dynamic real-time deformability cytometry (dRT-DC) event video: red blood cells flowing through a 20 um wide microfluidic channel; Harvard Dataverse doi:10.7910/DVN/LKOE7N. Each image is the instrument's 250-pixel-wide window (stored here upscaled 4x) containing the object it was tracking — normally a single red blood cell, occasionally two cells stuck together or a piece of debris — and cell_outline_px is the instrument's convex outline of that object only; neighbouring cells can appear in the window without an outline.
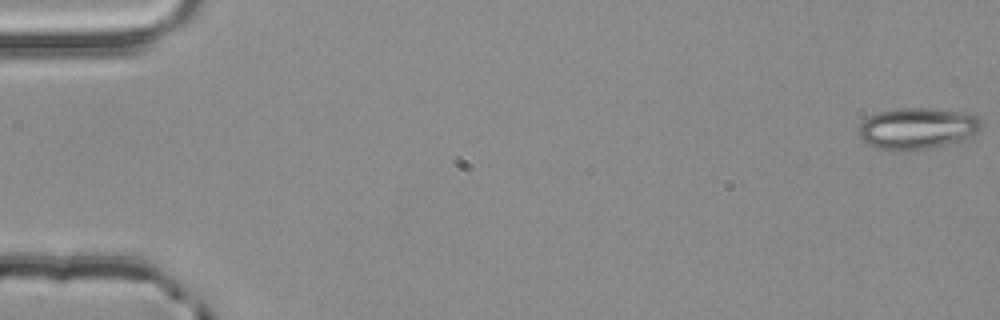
{"species": "common noctule bat (a hibernating species)", "species_latin": "Nyctalus noctula", "temperature_condition": "room temperature", "stored_images_in_passage": 55, "camera_frame_rate_fps": 3000, "um_per_image_px": 0.085, "animal": {"sex": "male", "body_mass_g": 20.4}, "frame": {"image": 1, "passage_image": 1, "time_ms": 0.0, "image_size_px": [1000, 320], "cell_outline_px": [[984, 124], [976, 132], [964, 140], [928, 148], [904, 152], [888, 152], [864, 144], [860, 136], [860, 124], [868, 116], [876, 112], [900, 108], [940, 108], [964, 112], [980, 116]], "centroid_in_image_um": [77.97, 10.92], "position_along_channel_um": 7.0, "area_um2": 30.4}}
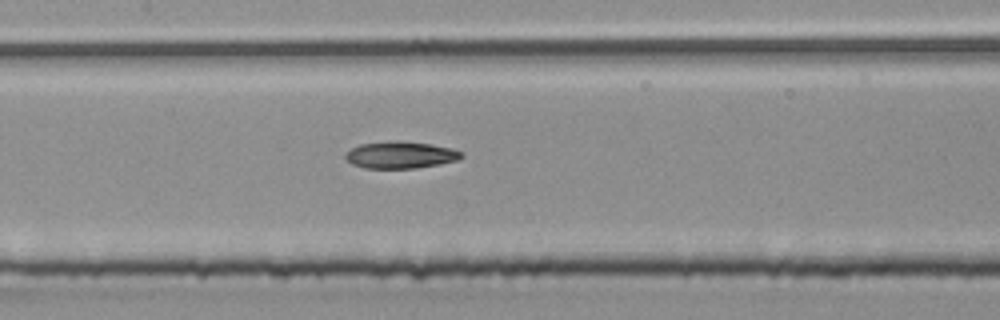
{"frame": {"image": 2, "passage_image": 27, "time_ms": 8.667, "image_size_px": [1000, 320], "cell_outline_px": [[464, 156], [456, 160], [440, 164], [416, 168], [364, 168], [352, 164], [344, 156], [352, 148], [360, 144], [432, 144], [452, 148], [464, 152]], "centroid_in_image_um": [34.11, 13.23], "position_along_channel_um": 173.3, "area_um2": 17.17}}
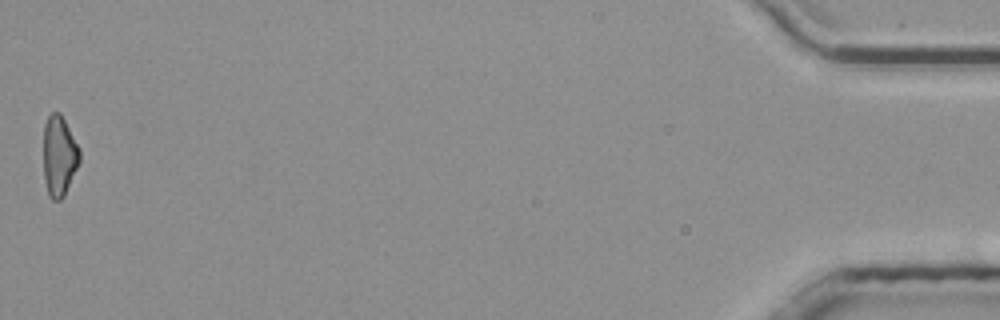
{"frame": {"image": 3, "passage_image": 55, "time_ms": 18.0, "image_size_px": [1000, 320], "cell_outline_px": [[80, 160], [64, 196], [60, 200], [52, 200], [48, 196], [44, 180], [44, 124], [48, 116], [52, 112], [60, 112], [80, 148]], "centroid_in_image_um": [5.02, 13.26], "position_along_channel_um": 430.2, "area_um2": 16.99}, "authors_computed_cell_mechanics": {"area_um2": 18.1492, "velocity_mm_per_s": 3.851, "shape_relaxation_time_tau1_ms": null, "shape_relaxation_time_tau2_ms": 8.6705, "deformation_change_tau1": null, "deformation_change_tau2": 0.1907}}